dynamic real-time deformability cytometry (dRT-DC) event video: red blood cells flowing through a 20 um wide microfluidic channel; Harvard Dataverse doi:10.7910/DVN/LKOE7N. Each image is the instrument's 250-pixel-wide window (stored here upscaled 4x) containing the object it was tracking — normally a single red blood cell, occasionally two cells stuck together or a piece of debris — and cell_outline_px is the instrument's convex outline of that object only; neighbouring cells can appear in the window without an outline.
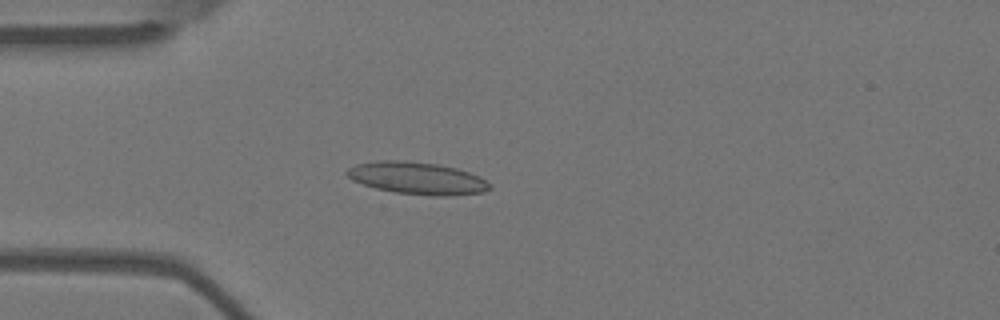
{"species": "Egyptian fruit bat (a non-hibernating species)", "species_latin": "Rousettus aegyptiacus", "temperature_condition": "warm", "stored_images_in_passage": 54, "camera_frame_rate_fps": 3000, "um_per_image_px": 0.085, "animal": {"sex": "female"}, "frame": {"image": 1, "passage_image": 14, "time_ms": 4.333, "image_size_px": [1000, 320], "cell_outline_px": [[492, 188], [484, 192], [448, 196], [432, 196], [396, 192], [376, 188], [352, 180], [344, 172], [348, 168], [356, 164], [380, 160], [404, 160], [436, 164], [456, 168], [480, 176], [492, 184]], "centroid_in_image_um": [35.49, 15.14], "position_along_channel_um": 49.5, "area_um2": 26.88}}
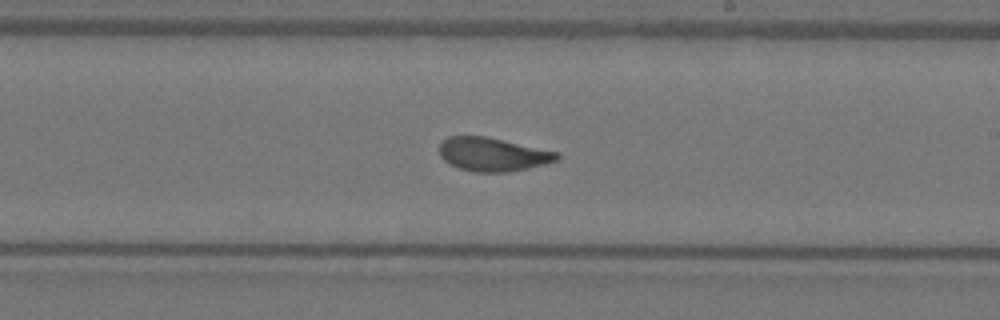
{"frame": {"image": 2, "passage_image": 31, "time_ms": 10.0, "image_size_px": [1000, 320], "cell_outline_px": [[560, 156], [556, 160], [544, 164], [528, 168], [508, 172], [472, 172], [460, 168], [444, 160], [440, 156], [440, 140], [448, 136], [484, 136], [556, 152]], "centroid_in_image_um": [41.82, 13.12], "position_along_channel_um": 247.2, "area_um2": 22.66}}
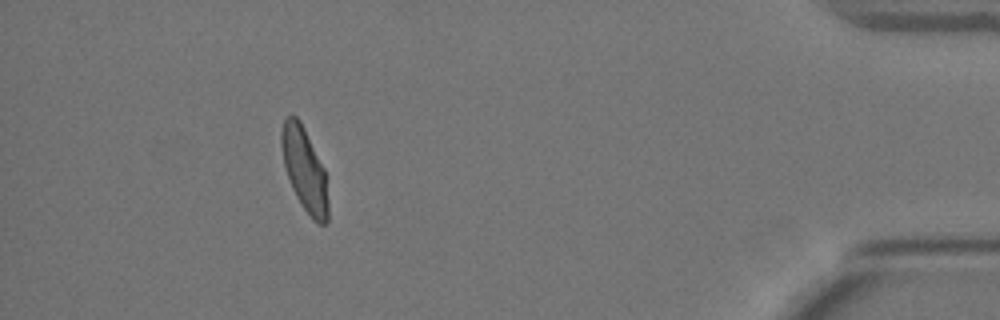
{"frame": {"image": 3, "passage_image": 49, "time_ms": 16.0, "image_size_px": [1000, 320], "cell_outline_px": [[328, 220], [324, 224], [320, 224], [312, 220], [296, 196], [292, 188], [284, 164], [280, 144], [280, 132], [284, 120], [288, 116], [296, 116], [300, 120], [324, 168], [328, 200]], "centroid_in_image_um": [25.88, 14.41], "position_along_channel_um": 409.3, "area_um2": 22.48}, "authors_computed_cell_mechanics": {"area_um2": 23.4668, "velocity_mm_per_s": 3.667, "shape_relaxation_time_tau1_ms": 11.0029, "shape_relaxation_time_tau2_ms": 1.2494, "deformation_change_tau1": 0.2535, "deformation_change_tau2": 0.0786}}